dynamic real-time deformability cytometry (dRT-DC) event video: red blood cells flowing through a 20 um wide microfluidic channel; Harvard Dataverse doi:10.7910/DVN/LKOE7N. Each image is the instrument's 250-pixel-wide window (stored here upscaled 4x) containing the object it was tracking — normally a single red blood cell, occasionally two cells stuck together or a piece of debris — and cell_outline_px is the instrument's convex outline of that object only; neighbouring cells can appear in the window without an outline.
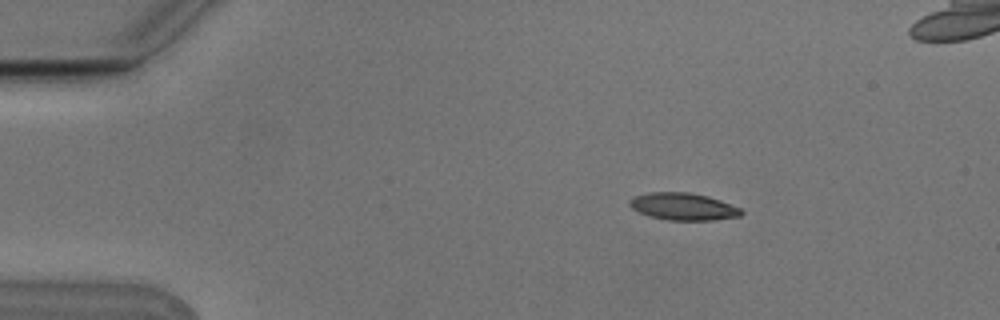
{"species": "Egyptian fruit bat (a non-hibernating species)", "species_latin": "Rousettus aegyptiacus", "temperature_condition": "cold", "stored_images_in_passage": 6, "camera_frame_rate_fps": 3000, "um_per_image_px": 0.085, "animal": {"sex": "male"}, "frame": {"image": 1, "passage_image": 3, "time_ms": 0.667, "image_size_px": [1000, 320], "cell_outline_px": [[744, 212], [740, 216], [712, 220], [668, 220], [648, 216], [632, 208], [628, 204], [628, 200], [636, 196], [648, 192], [688, 192], [708, 196], [720, 200], [740, 208]], "centroid_in_image_um": [58.06, 17.55], "position_along_channel_um": 26.9, "area_um2": 17.69}}